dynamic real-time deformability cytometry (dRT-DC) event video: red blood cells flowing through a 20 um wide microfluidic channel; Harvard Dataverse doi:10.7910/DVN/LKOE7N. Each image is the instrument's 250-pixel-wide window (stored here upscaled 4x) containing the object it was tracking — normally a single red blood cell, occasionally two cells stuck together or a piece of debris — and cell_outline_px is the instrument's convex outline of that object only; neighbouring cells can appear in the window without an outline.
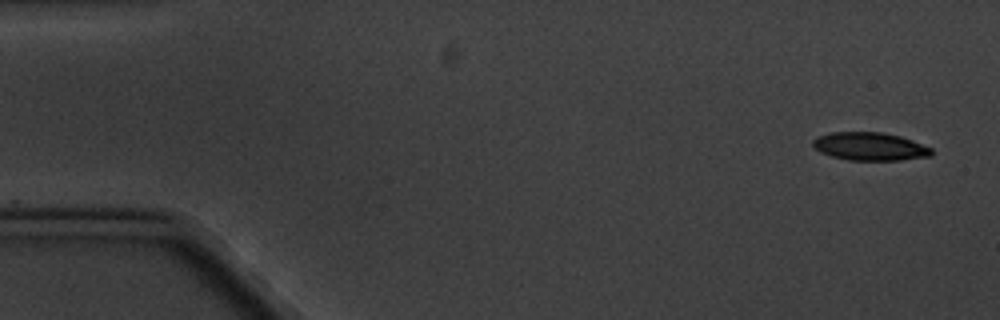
{"species": "common noctule bat (a hibernating species)", "species_latin": "Nyctalus noctula", "temperature_condition": "cold", "stored_images_in_passage": 10, "camera_frame_rate_fps": 3000, "um_per_image_px": 0.085, "animal": {"sex": "male", "body_mass_g": 20.1, "forearm_length_mm": 53.5}, "frame": {"image": 1, "passage_image": 1, "time_ms": 0.0, "image_size_px": [1000, 320], "cell_outline_px": [[932, 156], [900, 160], [848, 160], [832, 156], [820, 152], [812, 144], [812, 140], [816, 136], [832, 132], [880, 132], [900, 136], [912, 140], [932, 148]], "centroid_in_image_um": [73.93, 12.44], "position_along_channel_um": 11.1, "area_um2": 19.42}}
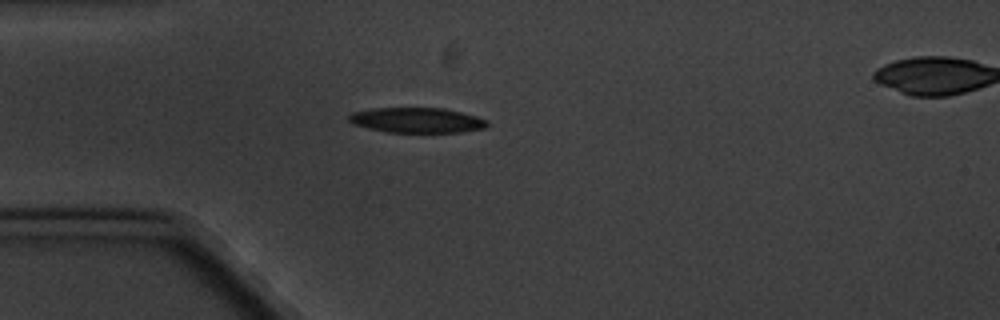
{"frame": {"image": 2, "passage_image": 4, "time_ms": 4.333, "image_size_px": [1000, 320], "cell_outline_px": [[488, 124], [484, 128], [464, 132], [388, 132], [368, 128], [352, 124], [348, 120], [348, 116], [352, 112], [372, 108], [444, 108], [476, 116], [488, 120]], "centroid_in_image_um": [35.42, 10.21], "position_along_channel_um": 49.6, "area_um2": 20.29}}